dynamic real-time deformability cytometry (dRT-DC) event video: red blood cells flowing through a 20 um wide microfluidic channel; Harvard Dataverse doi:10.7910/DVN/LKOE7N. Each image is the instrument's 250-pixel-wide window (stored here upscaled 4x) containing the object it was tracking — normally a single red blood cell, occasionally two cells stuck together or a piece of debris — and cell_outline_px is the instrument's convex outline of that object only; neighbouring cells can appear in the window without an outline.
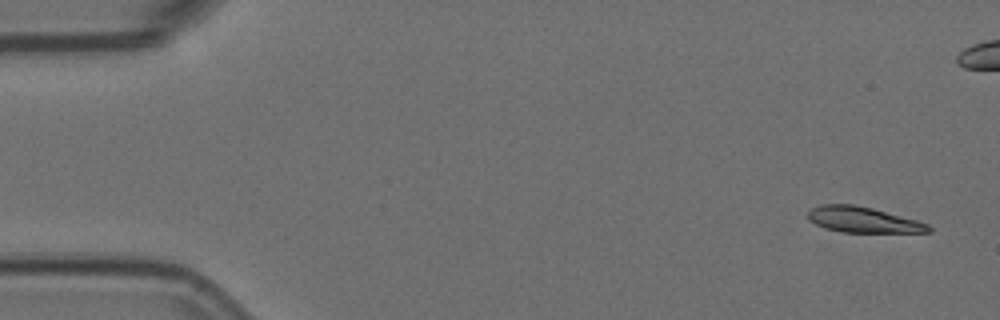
{"species": "Egyptian fruit bat (a non-hibernating species)", "species_latin": "Rousettus aegyptiacus", "temperature_condition": "room temperature", "stored_images_in_passage": 4, "camera_frame_rate_fps": 3000, "um_per_image_px": 0.085, "animal": {"sex": "female"}, "frame": {"image": 1, "passage_image": 1, "time_ms": 0.0, "image_size_px": [1000, 320], "cell_outline_px": [[932, 232], [840, 232], [824, 228], [808, 220], [808, 212], [812, 208], [820, 204], [852, 204], [872, 208], [916, 220], [928, 224], [932, 228]], "centroid_in_image_um": [73.33, 18.68], "position_along_channel_um": 11.7, "area_um2": 17.98}}